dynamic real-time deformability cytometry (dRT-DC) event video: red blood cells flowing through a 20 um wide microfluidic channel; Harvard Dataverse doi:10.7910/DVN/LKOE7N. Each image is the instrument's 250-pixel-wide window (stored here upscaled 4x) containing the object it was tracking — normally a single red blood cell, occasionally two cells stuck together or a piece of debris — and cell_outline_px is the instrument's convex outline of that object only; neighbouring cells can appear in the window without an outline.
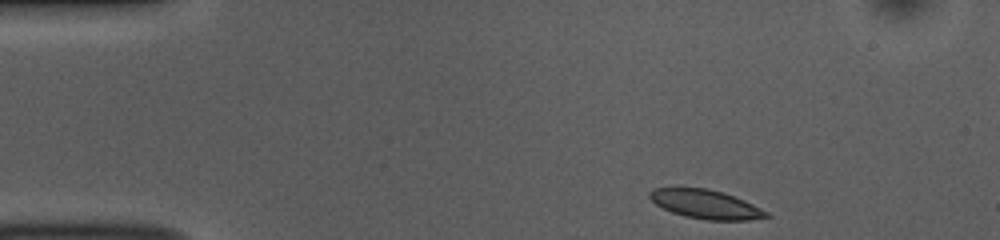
{"species": "common noctule bat (a hibernating species)", "species_latin": "Nyctalus noctula", "temperature_condition": "room temperature", "stored_images_in_passage": 46, "camera_frame_rate_fps": 3000, "um_per_image_px": 0.085, "animal": {"sex": "female", "body_mass_g": 10.0, "forearm_length_mm": 53.1}, "frame": {"image": 1, "passage_image": 1, "time_ms": 0.0, "image_size_px": [1000, 240], "cell_outline_px": [[772, 216], [748, 220], [708, 220], [684, 216], [672, 212], [656, 204], [648, 196], [648, 192], [652, 188], [708, 188], [724, 192], [744, 200], [768, 212]], "centroid_in_image_um": [59.99, 17.36], "position_along_channel_um": 25.0, "area_um2": 19.59}}
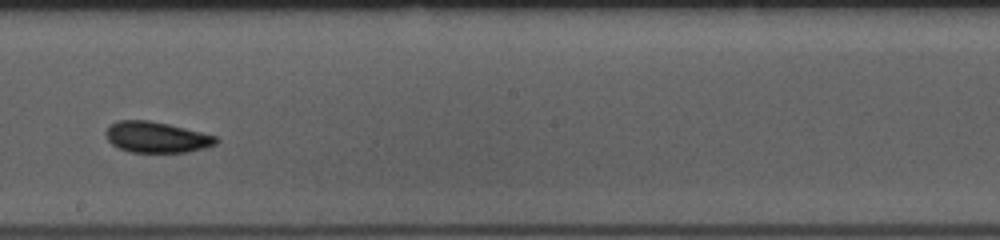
{"frame": {"image": 2, "passage_image": 23, "time_ms": 7.333, "image_size_px": [1000, 240], "cell_outline_px": [[220, 140], [216, 144], [204, 148], [188, 152], [128, 152], [112, 144], [108, 140], [104, 132], [108, 124], [116, 120], [148, 120], [168, 124], [216, 136]], "centroid_in_image_um": [13.26, 11.65], "position_along_channel_um": 234.9, "area_um2": 19.94}}
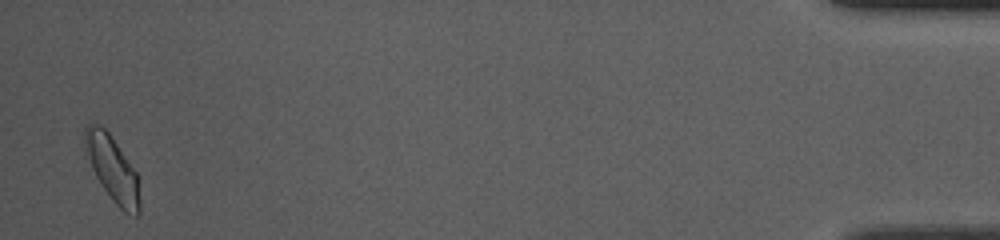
{"frame": {"image": 3, "passage_image": 45, "time_ms": 14.667, "image_size_px": [1000, 240], "cell_outline_px": [[140, 216], [136, 216], [124, 212], [112, 200], [96, 176], [92, 168], [88, 156], [84, 140], [84, 128], [88, 124], [100, 124], [108, 132], [136, 172], [140, 200]], "centroid_in_image_um": [9.57, 14.36], "position_along_channel_um": 425.6, "area_um2": 20.4}, "authors_computed_cell_mechanics": {"area_um2": 19.9121, "velocity_mm_per_s": 3.7643, "shape_relaxation_time_tau1_ms": 1.5894, "shape_relaxation_time_tau2_ms": 2.4651, "deformation_change_tau1": 0.0945, "deformation_change_tau2": 0.0693}}